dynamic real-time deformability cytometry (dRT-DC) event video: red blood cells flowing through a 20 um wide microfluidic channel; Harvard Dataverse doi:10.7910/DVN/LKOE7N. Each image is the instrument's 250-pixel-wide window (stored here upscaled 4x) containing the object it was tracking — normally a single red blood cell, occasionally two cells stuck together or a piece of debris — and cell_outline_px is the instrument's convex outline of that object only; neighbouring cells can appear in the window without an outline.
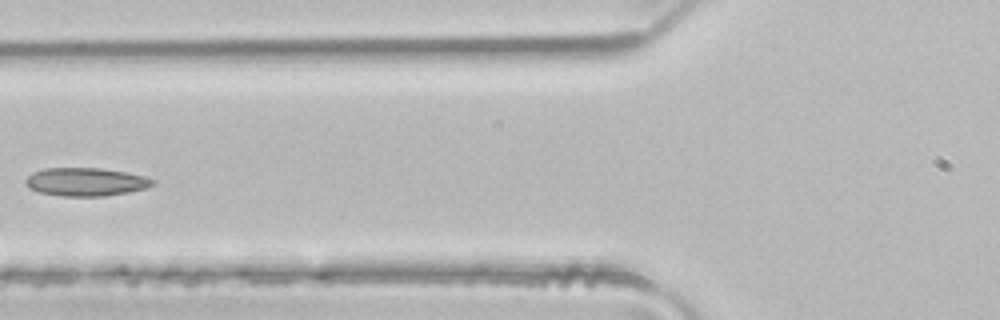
{"species": "common noctule bat (a hibernating species)", "species_latin": "Nyctalus noctula", "temperature_condition": "room temperature", "stored_images_in_passage": 6, "camera_frame_rate_fps": 3000, "um_per_image_px": 0.085, "animal": {"sex": "male", "body_mass_g": 21.5, "forearm_length_mm": 52.0}, "frame": {"image": 1, "passage_image": 6, "time_ms": 1.667, "image_size_px": [1000, 320], "cell_outline_px": [[156, 184], [144, 188], [128, 192], [104, 196], [60, 196], [40, 192], [32, 188], [24, 180], [32, 172], [44, 168], [100, 168], [124, 172], [144, 176], [156, 180]], "centroid_in_image_um": [7.31, 15.45], "position_along_channel_um": 118.5, "area_um2": 20.75}}